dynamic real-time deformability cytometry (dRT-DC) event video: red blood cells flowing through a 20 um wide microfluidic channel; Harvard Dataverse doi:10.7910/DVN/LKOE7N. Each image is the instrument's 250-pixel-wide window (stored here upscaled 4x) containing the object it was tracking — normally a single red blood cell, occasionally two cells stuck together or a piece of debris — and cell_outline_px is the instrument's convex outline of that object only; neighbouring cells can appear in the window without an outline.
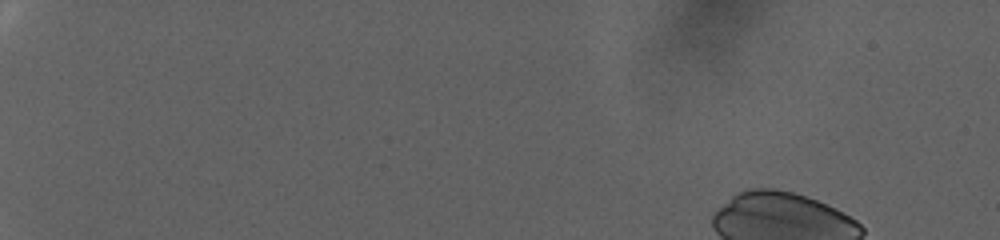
{"species": "human", "species_latin": "Homo sapiens", "temperature_condition": "warm", "stored_images_in_passage": 3, "camera_frame_rate_fps": 3000, "um_per_image_px": 0.085, "donor": {"sex": "female"}, "frame": {"image": 1, "passage_image": 1, "time_ms": 0.0, "image_size_px": [1000, 240], "cell_outline_px": [[756, 24], [716, 72], [668, 48], [668, 32], [740, 12], [752, 12], [756, 16]], "centroid_in_image_um": [60.54, 3.31], "position_along_channel_um": 24.5, "area_um2": 21.79}}